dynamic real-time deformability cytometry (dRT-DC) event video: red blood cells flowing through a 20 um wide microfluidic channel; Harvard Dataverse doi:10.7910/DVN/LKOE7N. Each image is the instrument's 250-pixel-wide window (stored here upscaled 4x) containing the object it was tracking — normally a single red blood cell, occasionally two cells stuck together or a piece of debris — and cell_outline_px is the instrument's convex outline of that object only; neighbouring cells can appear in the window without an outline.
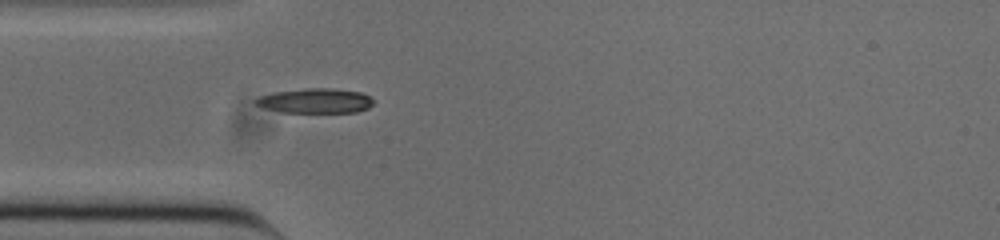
{"species": "common noctule bat (a hibernating species)", "species_latin": "Nyctalus noctula", "temperature_condition": "cold", "stored_images_in_passage": 39, "camera_frame_rate_fps": 3000, "um_per_image_px": 0.085, "animal": {"sex": "male", "body_mass_g": 20.0, "forearm_length_mm": 53.3}, "frame": {"image": 1, "passage_image": 1, "time_ms": 0.0, "image_size_px": [1000, 240], "cell_outline_px": [[372, 104], [368, 108], [356, 112], [280, 112], [264, 108], [256, 104], [252, 100], [260, 96], [276, 92], [304, 88], [328, 88], [360, 92], [368, 96], [372, 100]], "centroid_in_image_um": [26.76, 8.57], "position_along_channel_um": 58.2, "area_um2": 16.82}}
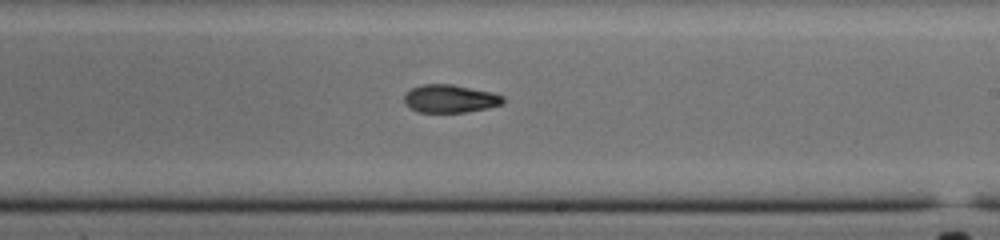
{"frame": {"image": 2, "passage_image": 16, "time_ms": 5.0, "image_size_px": [1000, 240], "cell_outline_px": [[504, 104], [488, 108], [464, 112], [416, 112], [404, 104], [404, 92], [420, 84], [452, 84], [492, 92], [504, 96]], "centroid_in_image_um": [38.23, 8.38], "position_along_channel_um": 250.8, "area_um2": 16.36}}
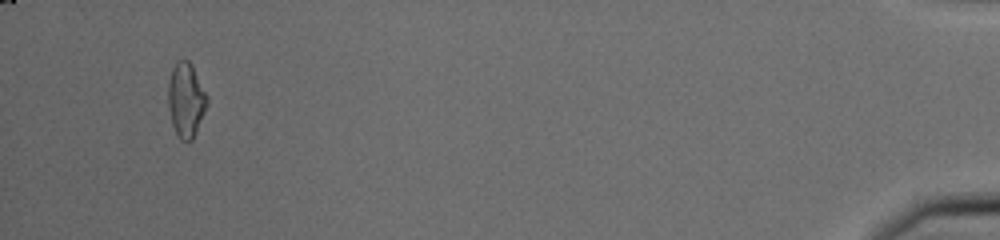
{"frame": {"image": 3, "passage_image": 36, "time_ms": 11.667, "image_size_px": [1000, 240], "cell_outline_px": [[208, 104], [196, 132], [192, 140], [180, 140], [172, 124], [168, 108], [168, 84], [172, 68], [176, 60], [184, 56], [192, 64], [208, 96]], "centroid_in_image_um": [15.81, 8.43], "position_along_channel_um": 419.4, "area_um2": 17.17}}